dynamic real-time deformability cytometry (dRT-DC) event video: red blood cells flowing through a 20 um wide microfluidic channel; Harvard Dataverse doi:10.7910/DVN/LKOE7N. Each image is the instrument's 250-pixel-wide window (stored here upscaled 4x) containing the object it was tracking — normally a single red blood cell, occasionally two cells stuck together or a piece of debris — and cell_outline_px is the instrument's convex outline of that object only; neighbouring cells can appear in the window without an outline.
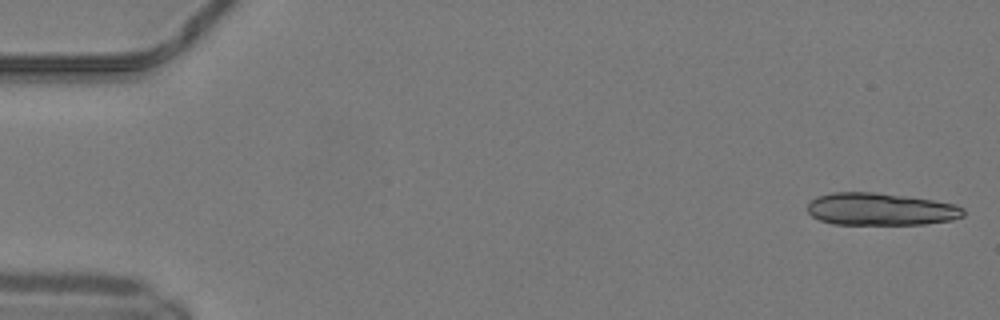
{"species": "common noctule bat (a hibernating species)", "species_latin": "Nyctalus noctula", "temperature_condition": "warm", "stored_images_in_passage": 14, "camera_frame_rate_fps": 3000, "um_per_image_px": 0.085, "animal": {"sex": "male", "body_mass_g": 19.2, "forearm_length_mm": 51.8}, "frame": {"image": 1, "passage_image": 1, "time_ms": 0.0, "image_size_px": [1000, 320], "cell_outline_px": [[964, 216], [952, 220], [924, 224], [832, 224], [820, 220], [812, 216], [808, 212], [808, 204], [816, 196], [832, 192], [876, 192], [908, 196], [956, 204], [964, 208]], "centroid_in_image_um": [74.86, 17.77], "position_along_channel_um": 10.1, "area_um2": 29.59}}